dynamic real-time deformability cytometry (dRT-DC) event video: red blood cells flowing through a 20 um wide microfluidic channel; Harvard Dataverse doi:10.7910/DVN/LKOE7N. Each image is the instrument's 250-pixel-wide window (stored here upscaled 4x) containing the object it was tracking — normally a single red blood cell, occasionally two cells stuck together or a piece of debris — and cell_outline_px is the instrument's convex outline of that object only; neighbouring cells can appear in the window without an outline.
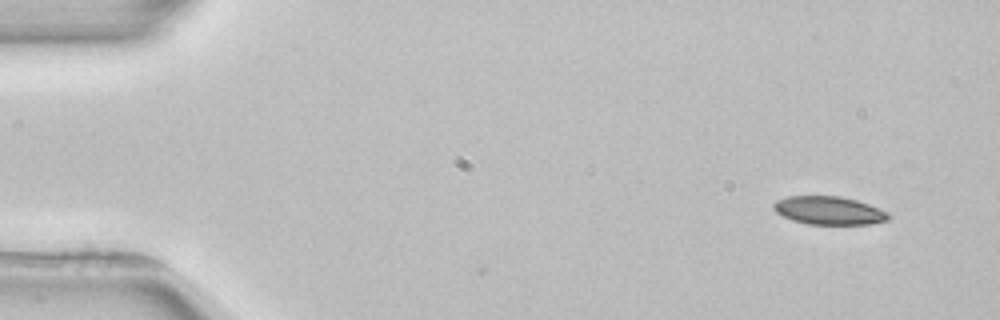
{"species": "common noctule bat (a hibernating species)", "species_latin": "Nyctalus noctula", "temperature_condition": "room temperature", "stored_images_in_passage": 3, "camera_frame_rate_fps": 3000, "um_per_image_px": 0.085, "animal": {"sex": "female", "body_mass_g": 22.7, "forearm_length_mm": 54.2}, "frame": {"image": 1, "passage_image": 1, "time_ms": 0.0, "image_size_px": [1000, 320], "cell_outline_px": [[892, 216], [888, 220], [868, 224], [808, 224], [792, 220], [776, 212], [772, 208], [772, 204], [776, 200], [788, 196], [840, 196], [856, 200], [868, 204], [888, 212]], "centroid_in_image_um": [70.45, 17.89], "position_along_channel_um": 14.6, "area_um2": 18.9}}
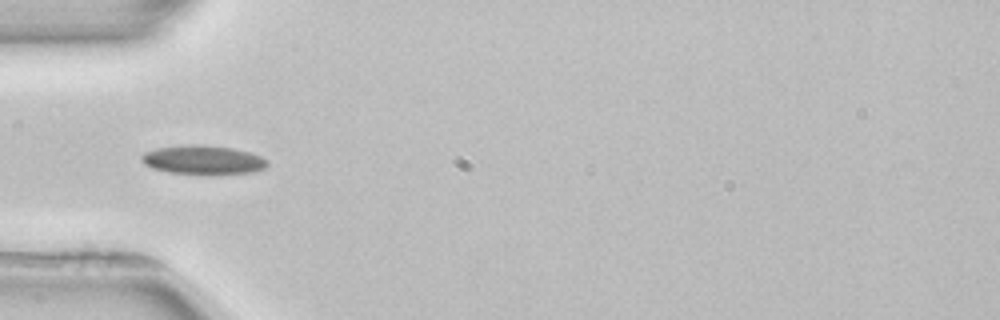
{"frame": {"image": 2, "passage_image": 3, "time_ms": 4.333, "image_size_px": [1000, 320], "cell_outline_px": [[268, 164], [264, 168], [252, 172], [212, 176], [208, 176], [168, 172], [152, 168], [144, 164], [140, 160], [140, 156], [144, 152], [160, 148], [188, 144], [196, 144], [232, 148], [248, 152], [260, 156], [268, 160]], "centroid_in_image_um": [17.25, 13.62], "position_along_channel_um": 67.7, "area_um2": 21.68}}